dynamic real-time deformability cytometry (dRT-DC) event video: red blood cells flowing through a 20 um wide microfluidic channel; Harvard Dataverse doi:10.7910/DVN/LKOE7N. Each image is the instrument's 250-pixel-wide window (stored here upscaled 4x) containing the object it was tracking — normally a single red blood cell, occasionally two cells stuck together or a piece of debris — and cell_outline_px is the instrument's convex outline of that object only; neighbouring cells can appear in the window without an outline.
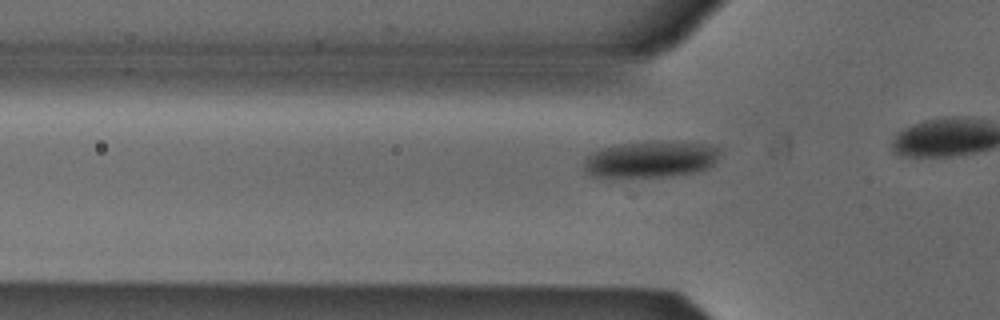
{"species": "Egyptian fruit bat (a non-hibernating species)", "species_latin": "Rousettus aegyptiacus", "temperature_condition": "cold", "stored_images_in_passage": 19, "camera_frame_rate_fps": 3000, "um_per_image_px": 0.085, "animal": {"sex": "male"}, "frame": {"image": 1, "passage_image": 14, "time_ms": 4.333, "image_size_px": [1000, 320], "cell_outline_px": [[720, 152], [712, 164], [708, 168], [696, 172], [672, 176], [592, 176], [584, 168], [584, 160], [592, 152], [600, 148], [620, 144], [704, 144], [720, 148]], "centroid_in_image_um": [55.28, 13.58], "position_along_channel_um": 70.5, "area_um2": 27.46}}
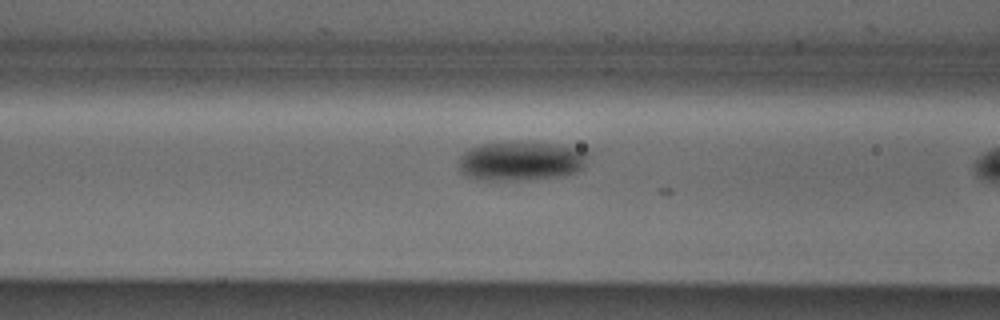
{"frame": {"image": 2, "passage_image": 18, "time_ms": 5.667, "image_size_px": [1000, 320], "cell_outline_px": [[592, 152], [584, 168], [580, 172], [564, 176], [528, 180], [476, 180], [460, 172], [460, 156], [468, 148], [480, 144], [516, 140], [556, 144], [588, 148]], "centroid_in_image_um": [44.4, 13.66], "position_along_channel_um": 122.2, "area_um2": 31.04}}